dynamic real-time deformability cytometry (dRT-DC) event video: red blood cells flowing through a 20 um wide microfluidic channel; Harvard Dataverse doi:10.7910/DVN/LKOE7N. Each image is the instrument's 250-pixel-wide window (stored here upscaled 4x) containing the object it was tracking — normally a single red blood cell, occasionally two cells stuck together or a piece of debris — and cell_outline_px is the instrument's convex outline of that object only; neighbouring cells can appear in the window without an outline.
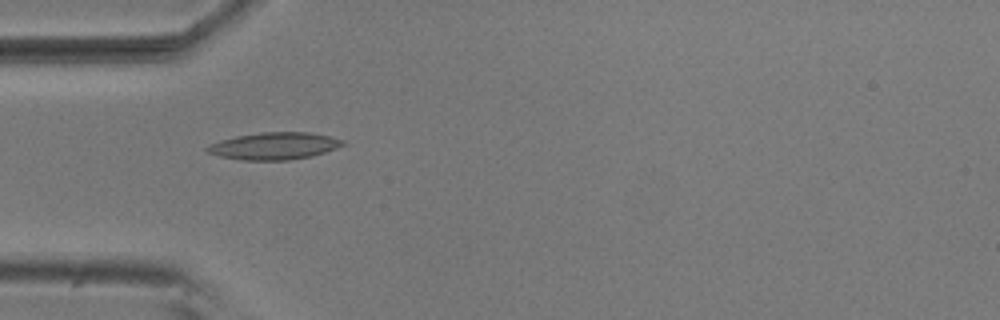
{"species": "common noctule bat (a hibernating species)", "species_latin": "Nyctalus noctula", "temperature_condition": "room temperature", "stored_images_in_passage": 8, "camera_frame_rate_fps": 3000, "um_per_image_px": 0.085, "animal": {"sex": "male", "body_mass_g": 20.5, "forearm_length_mm": 52.5}, "frame": {"image": 1, "passage_image": 4, "time_ms": 1.0, "image_size_px": [1000, 320], "cell_outline_px": [[348, 144], [312, 156], [288, 160], [240, 160], [220, 156], [208, 152], [204, 148], [220, 140], [236, 136], [260, 132], [308, 132], [328, 136], [344, 140]], "centroid_in_image_um": [23.33, 12.4], "position_along_channel_um": 61.7, "area_um2": 21.39}}
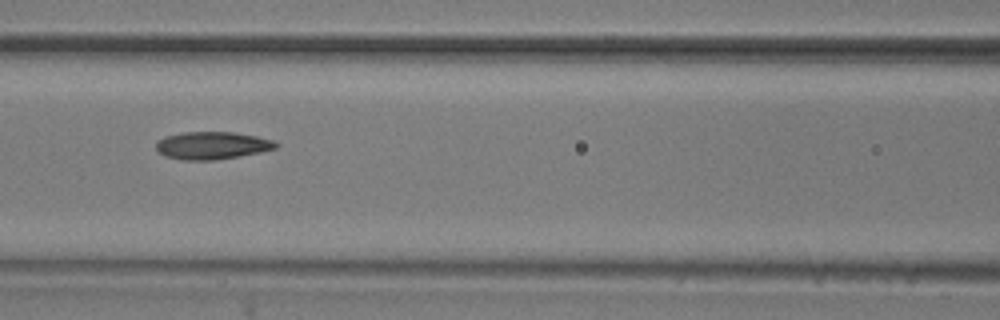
{"frame": {"image": 2, "passage_image": 6, "time_ms": 1.667, "image_size_px": [1000, 320], "cell_outline_px": [[280, 144], [276, 148], [260, 152], [240, 156], [212, 160], [184, 160], [164, 156], [156, 148], [156, 144], [164, 136], [184, 132], [232, 132], [256, 136], [276, 140]], "centroid_in_image_um": [18.06, 12.36], "position_along_channel_um": 148.5, "area_um2": 19.25}}
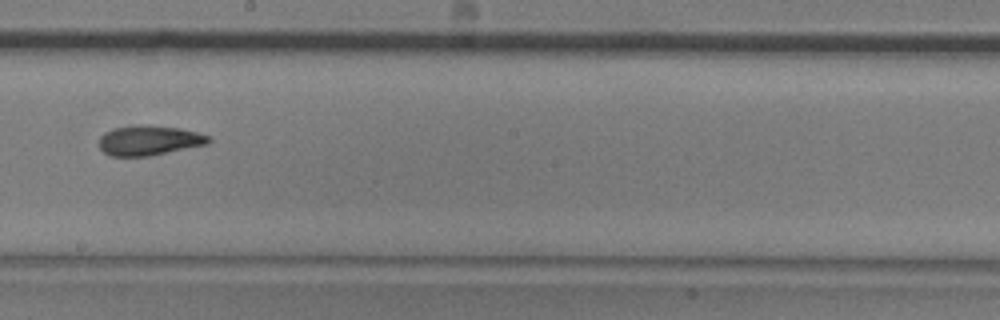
{"frame": {"image": 3, "passage_image": 8, "time_ms": 2.333, "image_size_px": [1000, 320], "cell_outline_px": [[212, 140], [208, 144], [148, 156], [112, 156], [104, 152], [100, 148], [100, 136], [104, 132], [112, 128], [140, 124], [148, 124], [180, 128], [196, 132], [208, 136]], "centroid_in_image_um": [12.66, 11.92], "position_along_channel_um": 235.5, "area_um2": 19.13}}